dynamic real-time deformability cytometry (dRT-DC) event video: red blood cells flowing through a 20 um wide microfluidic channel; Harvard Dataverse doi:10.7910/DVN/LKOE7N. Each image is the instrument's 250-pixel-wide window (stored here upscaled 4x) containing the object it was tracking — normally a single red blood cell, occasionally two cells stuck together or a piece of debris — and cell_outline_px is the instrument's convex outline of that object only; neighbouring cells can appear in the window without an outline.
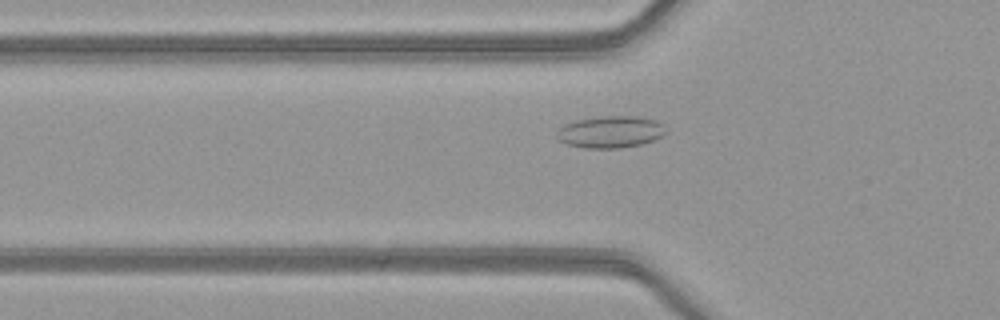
{"species": "common noctule bat (a hibernating species)", "species_latin": "Nyctalus noctula", "temperature_condition": "warm", "stored_images_in_passage": 38, "camera_frame_rate_fps": 3000, "um_per_image_px": 0.085, "animal": {"sex": "female", "body_mass_g": 21.9}, "frame": {"image": 1, "passage_image": 5, "time_ms": 1.333, "image_size_px": [1000, 320], "cell_outline_px": [[668, 132], [652, 140], [640, 144], [620, 148], [584, 148], [568, 144], [556, 140], [556, 132], [564, 124], [576, 120], [604, 116], [636, 116], [656, 120], [664, 124]], "centroid_in_image_um": [51.88, 11.21], "position_along_channel_um": 73.9, "area_um2": 20.35}}
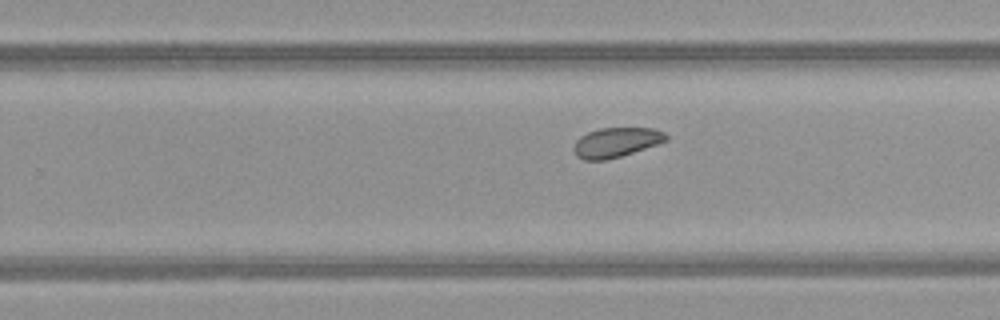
{"frame": {"image": 2, "passage_image": 20, "time_ms": 6.333, "image_size_px": [1000, 320], "cell_outline_px": [[668, 140], [620, 156], [604, 160], [584, 160], [576, 156], [572, 148], [576, 140], [580, 136], [588, 132], [600, 128], [652, 128], [664, 132], [668, 136]], "centroid_in_image_um": [52.33, 12.09], "position_along_channel_um": 277.5, "area_um2": 15.84}}
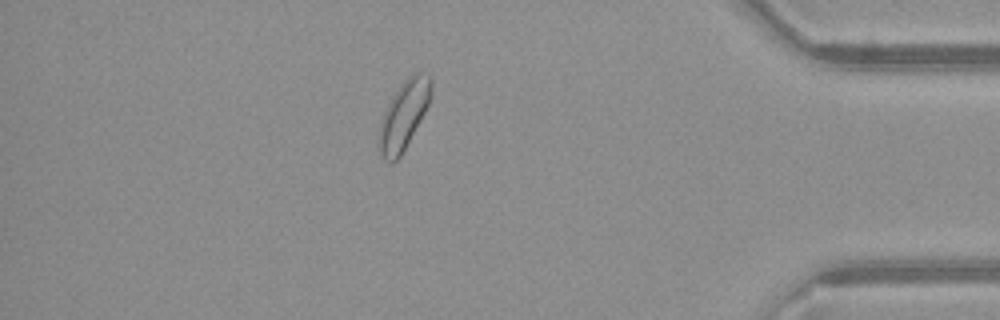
{"frame": {"image": 3, "passage_image": 32, "time_ms": 10.333, "image_size_px": [1000, 320], "cell_outline_px": [[432, 92], [428, 104], [420, 120], [400, 156], [392, 164], [384, 160], [380, 156], [376, 148], [376, 136], [384, 112], [392, 96], [400, 84], [412, 72], [428, 72], [432, 80]], "centroid_in_image_um": [34.27, 9.8], "position_along_channel_um": 400.9, "area_um2": 21.15}}